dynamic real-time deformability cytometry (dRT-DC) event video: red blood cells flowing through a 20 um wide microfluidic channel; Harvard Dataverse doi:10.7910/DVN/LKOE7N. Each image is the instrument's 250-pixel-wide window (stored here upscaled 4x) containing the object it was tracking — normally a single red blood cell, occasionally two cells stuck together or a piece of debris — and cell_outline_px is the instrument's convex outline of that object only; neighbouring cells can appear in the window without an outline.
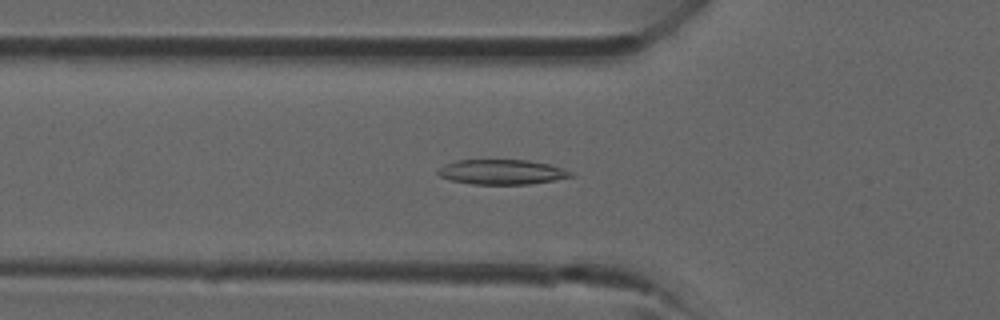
{"species": "common noctule bat (a hibernating species)", "species_latin": "Nyctalus noctula", "temperature_condition": "room temperature", "stored_images_in_passage": 41, "camera_frame_rate_fps": 3000, "um_per_image_px": 0.085, "animal": {"sex": "male", "forearm_length_mm": 52.5}, "frame": {"image": 1, "passage_image": 14, "time_ms": 4.333, "image_size_px": [1000, 320], "cell_outline_px": [[572, 176], [552, 180], [528, 184], [472, 184], [452, 180], [440, 176], [436, 172], [444, 164], [456, 160], [528, 160], [548, 164], [572, 172]], "centroid_in_image_um": [42.6, 14.61], "position_along_channel_um": 83.2, "area_um2": 18.96}}
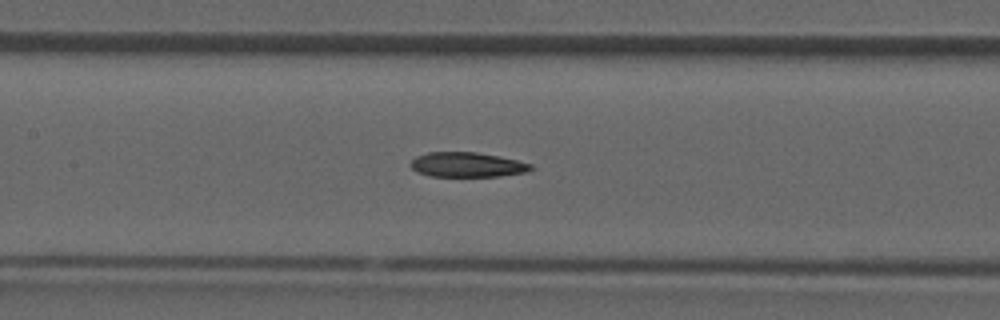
{"frame": {"image": 2, "passage_image": 19, "time_ms": 6.0, "image_size_px": [1000, 320], "cell_outline_px": [[536, 168], [528, 172], [500, 176], [432, 176], [416, 172], [408, 164], [416, 156], [428, 152], [476, 152], [500, 156], [532, 164]], "centroid_in_image_um": [39.73, 14.0], "position_along_channel_um": 167.7, "area_um2": 17.51}}
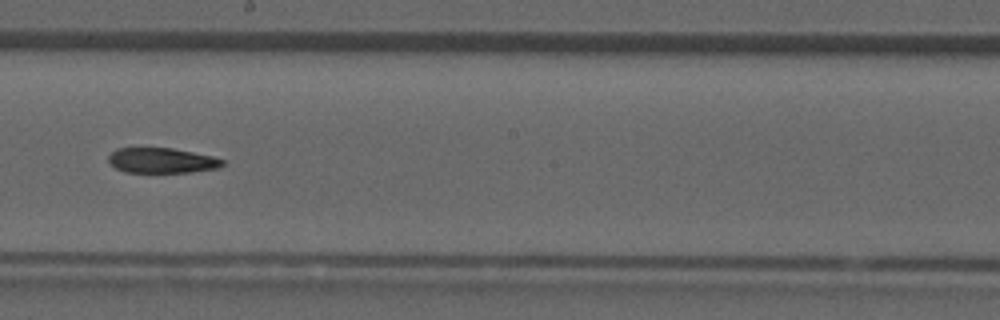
{"frame": {"image": 3, "passage_image": 23, "time_ms": 7.333, "image_size_px": [1000, 320], "cell_outline_px": [[228, 160], [224, 164], [216, 168], [192, 172], [124, 172], [116, 168], [108, 160], [108, 156], [116, 148], [172, 148], [212, 156]], "centroid_in_image_um": [13.77, 13.64], "position_along_channel_um": 234.4, "area_um2": 16.7}}